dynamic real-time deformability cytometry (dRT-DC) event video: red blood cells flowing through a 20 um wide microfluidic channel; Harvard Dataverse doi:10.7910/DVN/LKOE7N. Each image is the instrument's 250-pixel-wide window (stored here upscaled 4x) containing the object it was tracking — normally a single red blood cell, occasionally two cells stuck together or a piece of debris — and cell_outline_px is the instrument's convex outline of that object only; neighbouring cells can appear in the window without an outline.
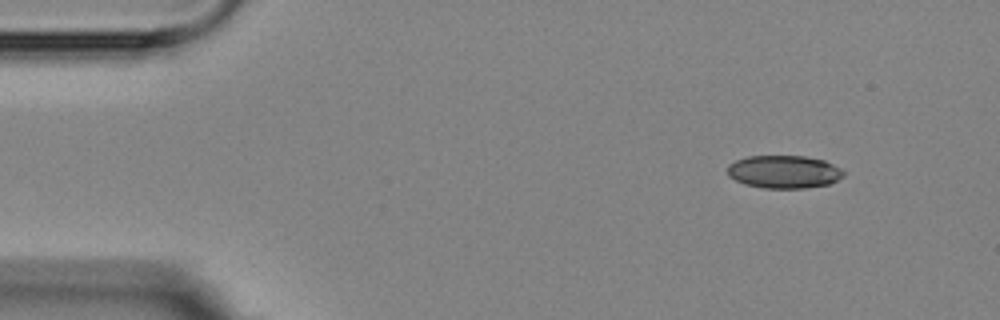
{"species": "Egyptian fruit bat (a non-hibernating species)", "species_latin": "Rousettus aegyptiacus", "temperature_condition": "room temperature", "stored_images_in_passage": 4, "camera_frame_rate_fps": 3000, "um_per_image_px": 0.085, "animal": {"sex": "female"}, "frame": {"image": 1, "passage_image": 1, "time_ms": 0.0, "image_size_px": [1000, 320], "cell_outline_px": [[844, 176], [828, 184], [804, 188], [764, 188], [744, 184], [728, 176], [728, 164], [736, 160], [748, 156], [804, 156], [824, 160], [840, 168], [844, 172]], "centroid_in_image_um": [66.62, 14.6], "position_along_channel_um": 18.4, "area_um2": 22.2}}
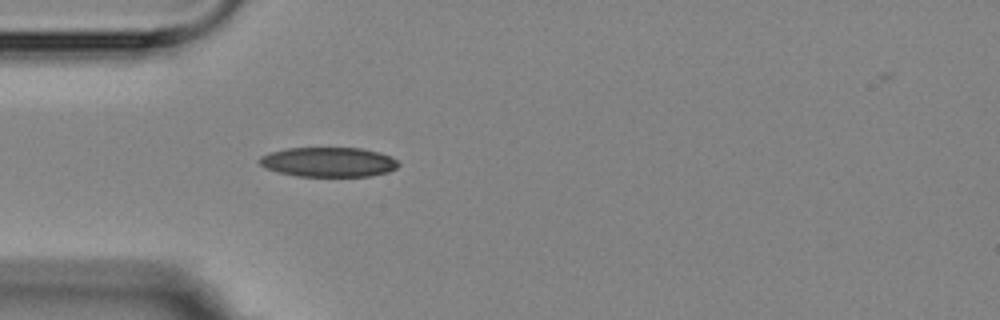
{"frame": {"image": 2, "passage_image": 4, "time_ms": 3.333, "image_size_px": [1000, 320], "cell_outline_px": [[400, 164], [396, 168], [388, 172], [372, 176], [296, 176], [276, 172], [264, 168], [260, 164], [260, 156], [268, 152], [288, 148], [360, 148], [380, 152], [392, 156], [400, 160]], "centroid_in_image_um": [27.95, 13.77], "position_along_channel_um": 57.1, "area_um2": 24.33}}